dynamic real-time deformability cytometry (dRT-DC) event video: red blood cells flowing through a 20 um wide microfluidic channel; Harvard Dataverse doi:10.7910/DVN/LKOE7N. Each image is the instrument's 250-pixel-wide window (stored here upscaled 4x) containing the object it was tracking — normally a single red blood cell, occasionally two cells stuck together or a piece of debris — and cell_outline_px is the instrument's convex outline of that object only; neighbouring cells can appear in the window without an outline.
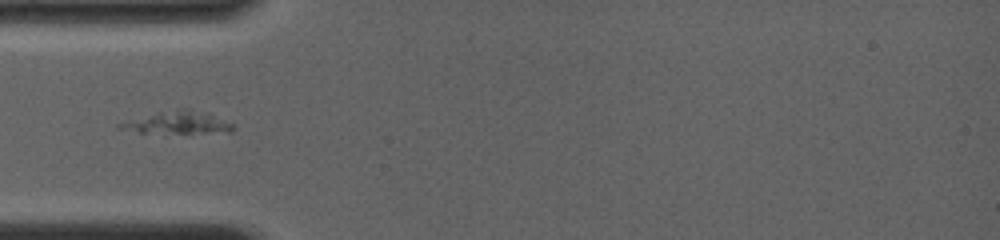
{"species": "common noctule bat (a hibernating species)", "species_latin": "Nyctalus noctula", "temperature_condition": "room temperature", "stored_images_in_passage": 50, "camera_frame_rate_fps": 4000, "um_per_image_px": 0.085, "animal": {"sex": "female", "body_mass_g": 19.0, "forearm_length_mm": 56.7}, "frame": {"image": 1, "passage_image": 1, "time_ms": 0.0, "image_size_px": [1000, 240], "cell_outline_px": [[236, 124], [232, 132], [140, 132], [116, 128], [116, 124], [128, 120], [176, 108], [188, 108], [208, 112]], "centroid_in_image_um": [15.18, 10.4], "position_along_channel_um": 69.8, "area_um2": 14.74}}
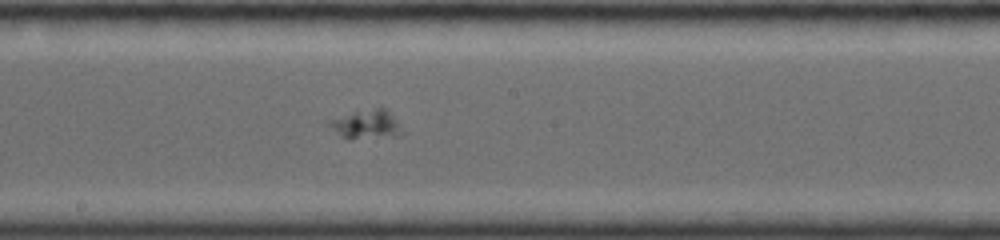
{"frame": {"image": 2, "passage_image": 23, "time_ms": 3.75, "image_size_px": [1000, 240], "cell_outline_px": [[404, 132], [396, 136], [352, 140], [348, 140], [340, 136], [328, 124], [332, 120], [356, 112], [376, 108], [384, 108], [396, 120]], "centroid_in_image_um": [31.18, 10.63], "position_along_channel_um": 217.0, "area_um2": 11.96}}
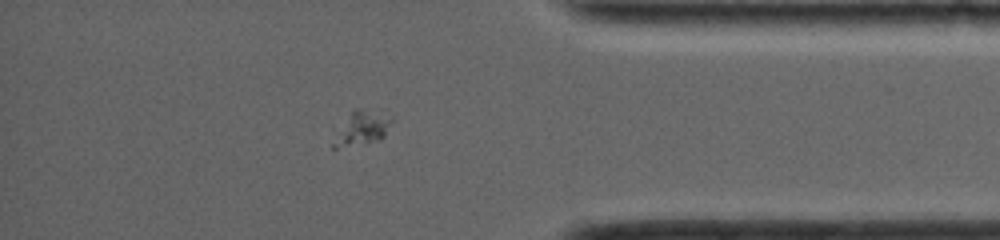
{"frame": {"image": 3, "passage_image": 45, "time_ms": 8.75, "image_size_px": [1000, 240], "cell_outline_px": [[396, 116], [384, 136], [380, 140], [336, 148], [332, 148], [332, 144], [352, 108], [384, 108]], "centroid_in_image_um": [30.93, 10.77], "position_along_channel_um": 404.3, "area_um2": 12.08}}